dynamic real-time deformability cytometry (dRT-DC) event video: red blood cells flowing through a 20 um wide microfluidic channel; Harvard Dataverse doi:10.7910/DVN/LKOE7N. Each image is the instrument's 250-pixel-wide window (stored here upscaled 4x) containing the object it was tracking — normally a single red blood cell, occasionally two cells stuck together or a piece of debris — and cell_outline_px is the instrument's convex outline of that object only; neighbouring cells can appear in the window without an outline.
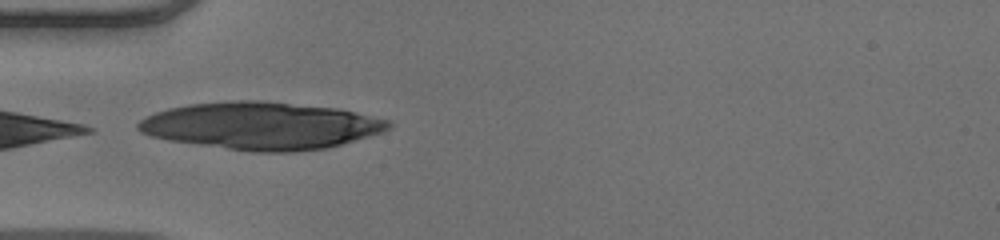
{"species": "human", "species_latin": "Homo sapiens", "temperature_condition": "warm", "stored_images_in_passage": 2, "camera_frame_rate_fps": 3000, "um_per_image_px": 0.085, "donor": {"sex": "male"}, "frame": {"image": 1, "passage_image": 2, "time_ms": 0.333, "image_size_px": [1000, 240], "cell_outline_px": [[360, 132], [352, 136], [328, 144], [300, 148], [256, 148], [276, 108], [300, 108], [344, 112], [352, 116]], "centroid_in_image_um": [26.06, 10.91], "position_along_channel_um": 58.9, "area_um2": 22.66}}